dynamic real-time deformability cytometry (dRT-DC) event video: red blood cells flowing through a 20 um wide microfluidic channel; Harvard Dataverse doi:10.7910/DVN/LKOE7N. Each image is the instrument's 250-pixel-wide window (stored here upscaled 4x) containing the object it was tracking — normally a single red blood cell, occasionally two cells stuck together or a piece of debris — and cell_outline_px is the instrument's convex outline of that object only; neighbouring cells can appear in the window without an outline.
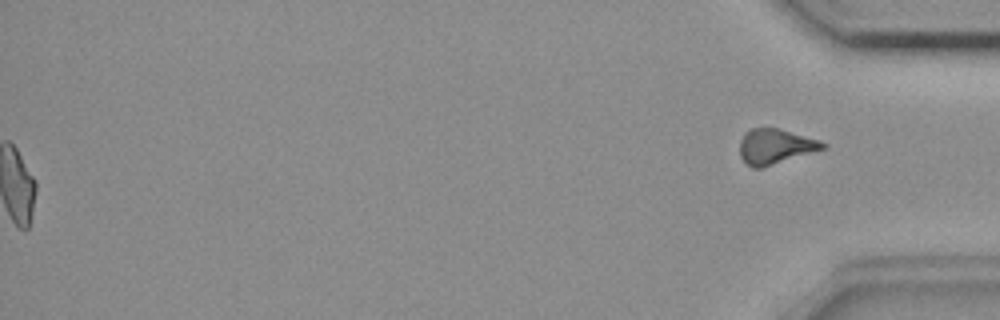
{"species": "common noctule bat (a hibernating species)", "species_latin": "Nyctalus noctula", "temperature_condition": "room temperature", "stored_images_in_passage": 56, "segment_of_instrument_passage": [2, 2], "camera_frame_rate_fps": 3000, "um_per_image_px": 0.085, "animal": {"sex": "female", "body_mass_g": 18.4}, "frame": {"image": 1, "passage_image": 56, "time_ms": 18.333, "image_size_px": [1000, 320], "cell_outline_px": [[828, 144], [824, 148], [760, 168], [752, 168], [740, 156], [740, 140], [744, 132], [752, 128], [780, 128], [820, 140]], "centroid_in_image_um": [65.88, 12.42], "position_along_channel_um": 369.3, "area_um2": 16.76}}